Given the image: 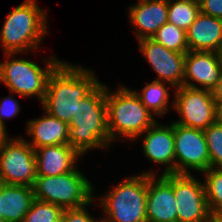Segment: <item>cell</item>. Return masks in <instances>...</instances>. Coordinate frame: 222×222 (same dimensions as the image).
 Here are the masks:
<instances>
[{
    "mask_svg": "<svg viewBox=\"0 0 222 222\" xmlns=\"http://www.w3.org/2000/svg\"><path fill=\"white\" fill-rule=\"evenodd\" d=\"M200 12L222 19V0H199Z\"/></svg>",
    "mask_w": 222,
    "mask_h": 222,
    "instance_id": "29",
    "label": "cell"
},
{
    "mask_svg": "<svg viewBox=\"0 0 222 222\" xmlns=\"http://www.w3.org/2000/svg\"><path fill=\"white\" fill-rule=\"evenodd\" d=\"M139 96L142 104L152 113V111L162 116L168 111V89L163 85V82L154 80L146 84L142 94L135 91ZM152 110V111H151Z\"/></svg>",
    "mask_w": 222,
    "mask_h": 222,
    "instance_id": "22",
    "label": "cell"
},
{
    "mask_svg": "<svg viewBox=\"0 0 222 222\" xmlns=\"http://www.w3.org/2000/svg\"><path fill=\"white\" fill-rule=\"evenodd\" d=\"M28 121L27 131L32 135V142L28 144L37 149L43 146L68 144V124L49 115Z\"/></svg>",
    "mask_w": 222,
    "mask_h": 222,
    "instance_id": "19",
    "label": "cell"
},
{
    "mask_svg": "<svg viewBox=\"0 0 222 222\" xmlns=\"http://www.w3.org/2000/svg\"><path fill=\"white\" fill-rule=\"evenodd\" d=\"M35 151L37 176H57L74 170L81 156L69 144L43 146Z\"/></svg>",
    "mask_w": 222,
    "mask_h": 222,
    "instance_id": "18",
    "label": "cell"
},
{
    "mask_svg": "<svg viewBox=\"0 0 222 222\" xmlns=\"http://www.w3.org/2000/svg\"><path fill=\"white\" fill-rule=\"evenodd\" d=\"M3 222H22L35 197L32 187L1 183Z\"/></svg>",
    "mask_w": 222,
    "mask_h": 222,
    "instance_id": "20",
    "label": "cell"
},
{
    "mask_svg": "<svg viewBox=\"0 0 222 222\" xmlns=\"http://www.w3.org/2000/svg\"><path fill=\"white\" fill-rule=\"evenodd\" d=\"M217 121L222 122V101L217 104Z\"/></svg>",
    "mask_w": 222,
    "mask_h": 222,
    "instance_id": "33",
    "label": "cell"
},
{
    "mask_svg": "<svg viewBox=\"0 0 222 222\" xmlns=\"http://www.w3.org/2000/svg\"><path fill=\"white\" fill-rule=\"evenodd\" d=\"M175 174H190V170L205 172L210 168L204 130L173 122Z\"/></svg>",
    "mask_w": 222,
    "mask_h": 222,
    "instance_id": "10",
    "label": "cell"
},
{
    "mask_svg": "<svg viewBox=\"0 0 222 222\" xmlns=\"http://www.w3.org/2000/svg\"><path fill=\"white\" fill-rule=\"evenodd\" d=\"M36 177L34 149L24 138H8L0 149L1 183L32 187Z\"/></svg>",
    "mask_w": 222,
    "mask_h": 222,
    "instance_id": "9",
    "label": "cell"
},
{
    "mask_svg": "<svg viewBox=\"0 0 222 222\" xmlns=\"http://www.w3.org/2000/svg\"><path fill=\"white\" fill-rule=\"evenodd\" d=\"M173 192L177 203V222H209L211 212L204 183L192 174L173 173Z\"/></svg>",
    "mask_w": 222,
    "mask_h": 222,
    "instance_id": "11",
    "label": "cell"
},
{
    "mask_svg": "<svg viewBox=\"0 0 222 222\" xmlns=\"http://www.w3.org/2000/svg\"><path fill=\"white\" fill-rule=\"evenodd\" d=\"M203 174L209 210L211 213L222 212V168H209Z\"/></svg>",
    "mask_w": 222,
    "mask_h": 222,
    "instance_id": "24",
    "label": "cell"
},
{
    "mask_svg": "<svg viewBox=\"0 0 222 222\" xmlns=\"http://www.w3.org/2000/svg\"><path fill=\"white\" fill-rule=\"evenodd\" d=\"M213 99L215 103L218 104L222 101V74L220 80L217 82L216 86L211 90Z\"/></svg>",
    "mask_w": 222,
    "mask_h": 222,
    "instance_id": "30",
    "label": "cell"
},
{
    "mask_svg": "<svg viewBox=\"0 0 222 222\" xmlns=\"http://www.w3.org/2000/svg\"><path fill=\"white\" fill-rule=\"evenodd\" d=\"M87 206L89 204L79 208L64 209L62 222H103L101 219L100 221L94 220L87 212Z\"/></svg>",
    "mask_w": 222,
    "mask_h": 222,
    "instance_id": "27",
    "label": "cell"
},
{
    "mask_svg": "<svg viewBox=\"0 0 222 222\" xmlns=\"http://www.w3.org/2000/svg\"><path fill=\"white\" fill-rule=\"evenodd\" d=\"M222 74V53L188 51L185 57L183 86L212 90ZM191 80V81H190ZM197 82V86L194 82ZM193 82V83H191Z\"/></svg>",
    "mask_w": 222,
    "mask_h": 222,
    "instance_id": "14",
    "label": "cell"
},
{
    "mask_svg": "<svg viewBox=\"0 0 222 222\" xmlns=\"http://www.w3.org/2000/svg\"><path fill=\"white\" fill-rule=\"evenodd\" d=\"M209 222H222V212L211 213Z\"/></svg>",
    "mask_w": 222,
    "mask_h": 222,
    "instance_id": "31",
    "label": "cell"
},
{
    "mask_svg": "<svg viewBox=\"0 0 222 222\" xmlns=\"http://www.w3.org/2000/svg\"><path fill=\"white\" fill-rule=\"evenodd\" d=\"M93 71L61 62L49 75L45 97V112L69 124L75 117L80 99L88 96L100 82Z\"/></svg>",
    "mask_w": 222,
    "mask_h": 222,
    "instance_id": "1",
    "label": "cell"
},
{
    "mask_svg": "<svg viewBox=\"0 0 222 222\" xmlns=\"http://www.w3.org/2000/svg\"><path fill=\"white\" fill-rule=\"evenodd\" d=\"M129 9V19L136 27L138 40L152 38L168 22V0H139Z\"/></svg>",
    "mask_w": 222,
    "mask_h": 222,
    "instance_id": "16",
    "label": "cell"
},
{
    "mask_svg": "<svg viewBox=\"0 0 222 222\" xmlns=\"http://www.w3.org/2000/svg\"><path fill=\"white\" fill-rule=\"evenodd\" d=\"M62 61L53 56L45 62V68L26 59L6 60L0 63V81L9 88L11 93L19 96H37L40 102L45 97L49 75Z\"/></svg>",
    "mask_w": 222,
    "mask_h": 222,
    "instance_id": "7",
    "label": "cell"
},
{
    "mask_svg": "<svg viewBox=\"0 0 222 222\" xmlns=\"http://www.w3.org/2000/svg\"><path fill=\"white\" fill-rule=\"evenodd\" d=\"M8 139L7 136V131H5V129H3L0 126V149L2 148V145L4 144V142Z\"/></svg>",
    "mask_w": 222,
    "mask_h": 222,
    "instance_id": "32",
    "label": "cell"
},
{
    "mask_svg": "<svg viewBox=\"0 0 222 222\" xmlns=\"http://www.w3.org/2000/svg\"><path fill=\"white\" fill-rule=\"evenodd\" d=\"M155 178L156 175L148 174L147 222H177V203L173 192V174H162L158 180Z\"/></svg>",
    "mask_w": 222,
    "mask_h": 222,
    "instance_id": "13",
    "label": "cell"
},
{
    "mask_svg": "<svg viewBox=\"0 0 222 222\" xmlns=\"http://www.w3.org/2000/svg\"><path fill=\"white\" fill-rule=\"evenodd\" d=\"M148 174L155 175L154 172H145L129 177L101 198L100 205L107 213L103 222H147Z\"/></svg>",
    "mask_w": 222,
    "mask_h": 222,
    "instance_id": "6",
    "label": "cell"
},
{
    "mask_svg": "<svg viewBox=\"0 0 222 222\" xmlns=\"http://www.w3.org/2000/svg\"><path fill=\"white\" fill-rule=\"evenodd\" d=\"M46 12L39 8L36 0H26L7 15L0 33L7 58L37 48L48 32Z\"/></svg>",
    "mask_w": 222,
    "mask_h": 222,
    "instance_id": "3",
    "label": "cell"
},
{
    "mask_svg": "<svg viewBox=\"0 0 222 222\" xmlns=\"http://www.w3.org/2000/svg\"><path fill=\"white\" fill-rule=\"evenodd\" d=\"M200 13L197 0H168V22L187 31Z\"/></svg>",
    "mask_w": 222,
    "mask_h": 222,
    "instance_id": "21",
    "label": "cell"
},
{
    "mask_svg": "<svg viewBox=\"0 0 222 222\" xmlns=\"http://www.w3.org/2000/svg\"><path fill=\"white\" fill-rule=\"evenodd\" d=\"M111 143L107 128L106 86L99 84L80 99L75 117L68 124V144L80 155Z\"/></svg>",
    "mask_w": 222,
    "mask_h": 222,
    "instance_id": "2",
    "label": "cell"
},
{
    "mask_svg": "<svg viewBox=\"0 0 222 222\" xmlns=\"http://www.w3.org/2000/svg\"><path fill=\"white\" fill-rule=\"evenodd\" d=\"M36 200L63 209L79 208L93 202V187L76 168L57 176H37L32 185Z\"/></svg>",
    "mask_w": 222,
    "mask_h": 222,
    "instance_id": "5",
    "label": "cell"
},
{
    "mask_svg": "<svg viewBox=\"0 0 222 222\" xmlns=\"http://www.w3.org/2000/svg\"><path fill=\"white\" fill-rule=\"evenodd\" d=\"M63 211L60 206L35 199L22 222H62Z\"/></svg>",
    "mask_w": 222,
    "mask_h": 222,
    "instance_id": "25",
    "label": "cell"
},
{
    "mask_svg": "<svg viewBox=\"0 0 222 222\" xmlns=\"http://www.w3.org/2000/svg\"><path fill=\"white\" fill-rule=\"evenodd\" d=\"M0 222H3V210H2V201L0 199Z\"/></svg>",
    "mask_w": 222,
    "mask_h": 222,
    "instance_id": "34",
    "label": "cell"
},
{
    "mask_svg": "<svg viewBox=\"0 0 222 222\" xmlns=\"http://www.w3.org/2000/svg\"><path fill=\"white\" fill-rule=\"evenodd\" d=\"M106 106L107 128L111 143L118 134L134 140L156 122L135 90H129L125 86H121L113 93L106 87Z\"/></svg>",
    "mask_w": 222,
    "mask_h": 222,
    "instance_id": "4",
    "label": "cell"
},
{
    "mask_svg": "<svg viewBox=\"0 0 222 222\" xmlns=\"http://www.w3.org/2000/svg\"><path fill=\"white\" fill-rule=\"evenodd\" d=\"M151 39L167 49L179 53H187L189 51L186 31L169 22L160 27Z\"/></svg>",
    "mask_w": 222,
    "mask_h": 222,
    "instance_id": "23",
    "label": "cell"
},
{
    "mask_svg": "<svg viewBox=\"0 0 222 222\" xmlns=\"http://www.w3.org/2000/svg\"><path fill=\"white\" fill-rule=\"evenodd\" d=\"M186 33L189 51L222 53V19L200 12Z\"/></svg>",
    "mask_w": 222,
    "mask_h": 222,
    "instance_id": "17",
    "label": "cell"
},
{
    "mask_svg": "<svg viewBox=\"0 0 222 222\" xmlns=\"http://www.w3.org/2000/svg\"><path fill=\"white\" fill-rule=\"evenodd\" d=\"M174 93L172 106L181 116L174 123L205 130L217 121V104L211 90L181 86Z\"/></svg>",
    "mask_w": 222,
    "mask_h": 222,
    "instance_id": "8",
    "label": "cell"
},
{
    "mask_svg": "<svg viewBox=\"0 0 222 222\" xmlns=\"http://www.w3.org/2000/svg\"><path fill=\"white\" fill-rule=\"evenodd\" d=\"M140 51L157 73V81H166L175 89L183 86L186 53H179L154 41L151 38L141 39Z\"/></svg>",
    "mask_w": 222,
    "mask_h": 222,
    "instance_id": "12",
    "label": "cell"
},
{
    "mask_svg": "<svg viewBox=\"0 0 222 222\" xmlns=\"http://www.w3.org/2000/svg\"><path fill=\"white\" fill-rule=\"evenodd\" d=\"M145 133L142 145L144 154L156 164L167 165L163 175L175 174L173 123L159 126L156 121Z\"/></svg>",
    "mask_w": 222,
    "mask_h": 222,
    "instance_id": "15",
    "label": "cell"
},
{
    "mask_svg": "<svg viewBox=\"0 0 222 222\" xmlns=\"http://www.w3.org/2000/svg\"><path fill=\"white\" fill-rule=\"evenodd\" d=\"M20 105L17 100L13 99L11 96H7V98H3L0 102V126L6 130L4 117L10 118L14 117L19 113Z\"/></svg>",
    "mask_w": 222,
    "mask_h": 222,
    "instance_id": "28",
    "label": "cell"
},
{
    "mask_svg": "<svg viewBox=\"0 0 222 222\" xmlns=\"http://www.w3.org/2000/svg\"><path fill=\"white\" fill-rule=\"evenodd\" d=\"M210 168H222V122L216 121L204 130Z\"/></svg>",
    "mask_w": 222,
    "mask_h": 222,
    "instance_id": "26",
    "label": "cell"
}]
</instances>
